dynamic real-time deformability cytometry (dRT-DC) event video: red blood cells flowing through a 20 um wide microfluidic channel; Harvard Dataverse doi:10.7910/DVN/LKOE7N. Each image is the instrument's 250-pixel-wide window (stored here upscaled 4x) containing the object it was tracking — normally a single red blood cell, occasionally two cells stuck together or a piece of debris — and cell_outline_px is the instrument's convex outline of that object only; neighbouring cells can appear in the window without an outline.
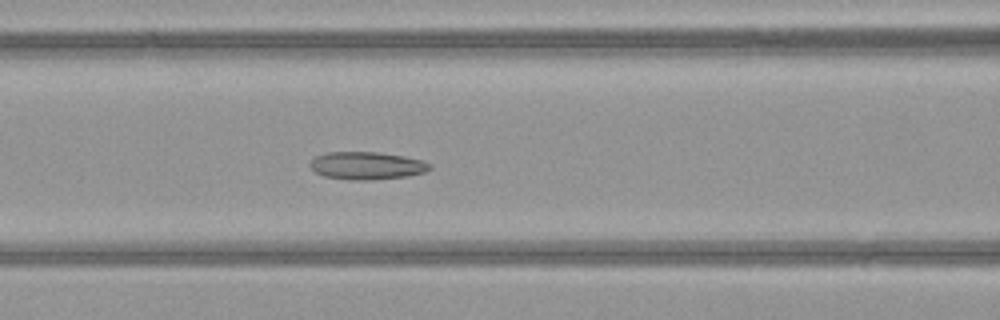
{"species": "common noctule bat (a hibernating species)", "species_latin": "Nyctalus noctula", "temperature_condition": "warm", "stored_images_in_passage": 44, "camera_frame_rate_fps": 3000, "um_per_image_px": 0.085, "animal": {"sex": "female", "body_mass_g": 21.9}, "frame": {"image": 1, "passage_image": 14, "time_ms": 4.333, "image_size_px": [1000, 320], "cell_outline_px": [[432, 168], [424, 172], [408, 176], [368, 180], [348, 180], [324, 176], [316, 172], [308, 164], [316, 156], [328, 152], [376, 152], [404, 156], [424, 160], [432, 164]], "centroid_in_image_um": [31.2, 14.08], "position_along_channel_um": 135.4, "area_um2": 19.36}}
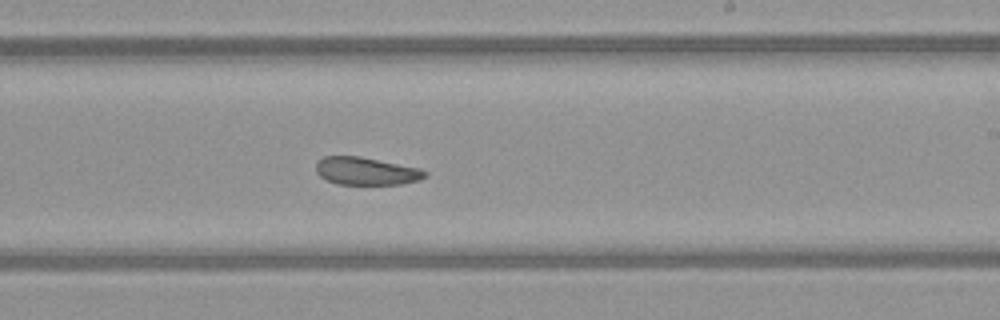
{"frame": {"image": 2, "passage_image": 23, "time_ms": 7.333, "image_size_px": [1000, 320], "cell_outline_px": [[428, 176], [420, 180], [400, 184], [336, 184], [320, 176], [316, 172], [316, 164], [324, 156], [360, 156], [420, 168], [428, 172]], "centroid_in_image_um": [31.16, 14.54], "position_along_channel_um": 257.8, "area_um2": 17.63}}
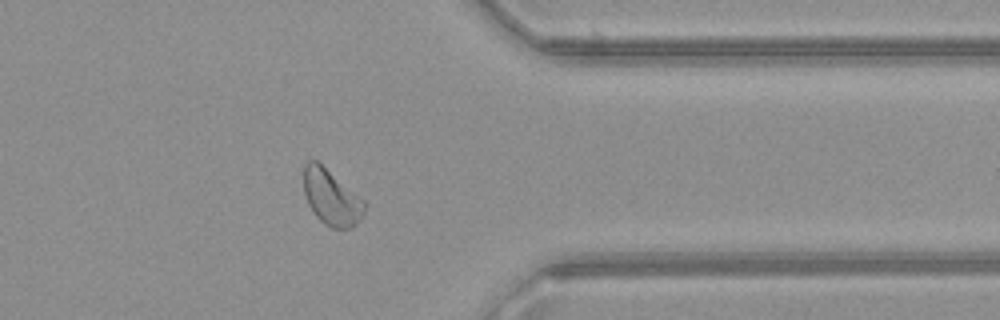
{"frame": {"image": 3, "passage_image": 33, "time_ms": 10.667, "image_size_px": [1000, 320], "cell_outline_px": [[368, 204], [360, 220], [352, 228], [332, 228], [324, 224], [312, 212], [308, 204], [304, 192], [304, 164], [308, 160], [316, 160], [364, 200]], "centroid_in_image_um": [28.17, 16.8], "position_along_channel_um": 383.2, "area_um2": 19.65}, "authors_computed_cell_mechanics": {"area_um2": 19.6231, "velocity_mm_per_s": 4.0868, "shape_relaxation_time_tau1_ms": 7.3593, "shape_relaxation_time_tau2_ms": 5.8712, "deformation_change_tau1": 0.1459, "deformation_change_tau2": 0.1355}}